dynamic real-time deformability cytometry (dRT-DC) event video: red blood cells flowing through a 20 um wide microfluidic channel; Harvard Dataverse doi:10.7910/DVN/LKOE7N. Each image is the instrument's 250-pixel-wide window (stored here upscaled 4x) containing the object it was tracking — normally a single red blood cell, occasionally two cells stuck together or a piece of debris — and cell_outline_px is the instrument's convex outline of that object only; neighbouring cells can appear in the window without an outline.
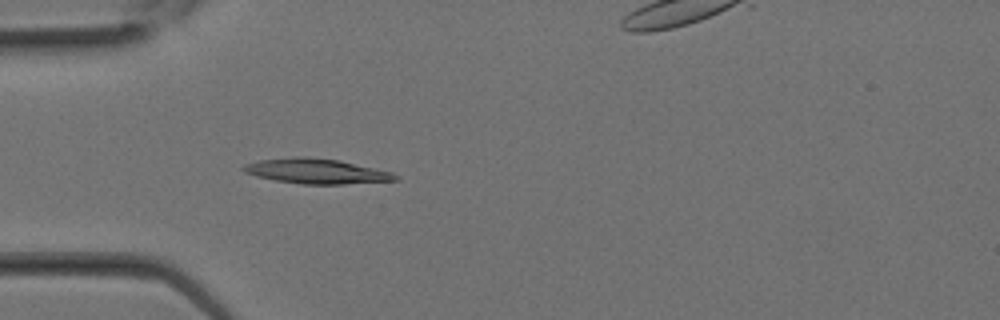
{"species": "Egyptian fruit bat (a non-hibernating species)", "species_latin": "Rousettus aegyptiacus", "temperature_condition": "room temperature", "stored_images_in_passage": 9, "camera_frame_rate_fps": 3000, "um_per_image_px": 0.085, "animal": {"sex": "female"}, "frame": {"image": 1, "passage_image": 7, "time_ms": 2.0, "image_size_px": [1000, 320], "cell_outline_px": [[400, 180], [344, 184], [300, 184], [276, 180], [256, 176], [244, 172], [240, 168], [244, 164], [260, 160], [296, 156], [304, 156], [340, 160], [392, 172], [400, 176]], "centroid_in_image_um": [26.91, 14.55], "position_along_channel_um": 58.1, "area_um2": 22.25}}
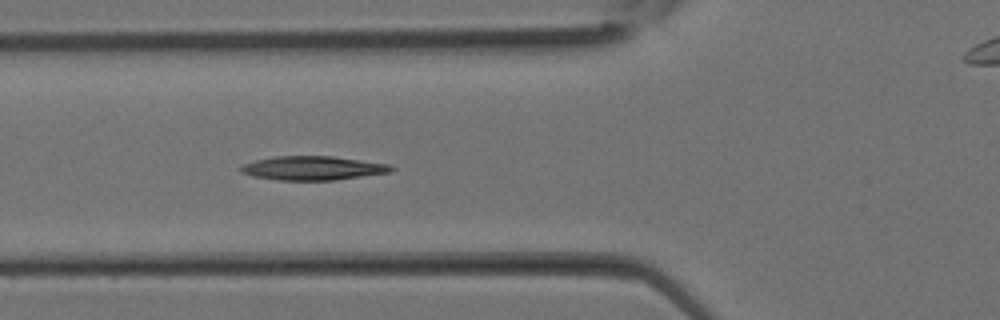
{"frame": {"image": 2, "passage_image": 9, "time_ms": 2.667, "image_size_px": [1000, 320], "cell_outline_px": [[396, 168], [392, 172], [336, 180], [276, 180], [252, 176], [240, 172], [240, 168], [244, 164], [256, 160], [276, 156], [332, 156], [388, 164]], "centroid_in_image_um": [26.6, 14.29], "position_along_channel_um": 99.2, "area_um2": 20.98}}